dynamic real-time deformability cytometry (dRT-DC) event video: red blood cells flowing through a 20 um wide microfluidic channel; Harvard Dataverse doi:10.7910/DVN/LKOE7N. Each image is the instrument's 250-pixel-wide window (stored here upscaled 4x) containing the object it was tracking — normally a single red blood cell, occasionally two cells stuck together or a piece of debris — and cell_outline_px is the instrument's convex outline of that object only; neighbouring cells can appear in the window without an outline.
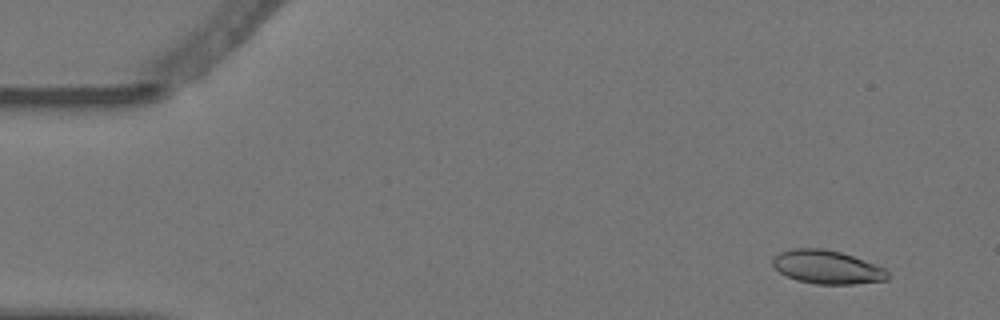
{"species": "Egyptian fruit bat (a non-hibernating species)", "species_latin": "Rousettus aegyptiacus", "temperature_condition": "warm", "stored_images_in_passage": 4, "camera_frame_rate_fps": 3000, "um_per_image_px": 0.085, "animal": {"sex": "female"}, "frame": {"image": 1, "passage_image": 1, "time_ms": 0.0, "image_size_px": [1000, 320], "cell_outline_px": [[888, 280], [852, 284], [816, 284], [796, 280], [772, 268], [772, 260], [780, 252], [792, 248], [820, 248], [840, 252], [864, 260], [884, 268], [888, 272]], "centroid_in_image_um": [70.27, 22.71], "position_along_channel_um": 14.7, "area_um2": 22.37}}
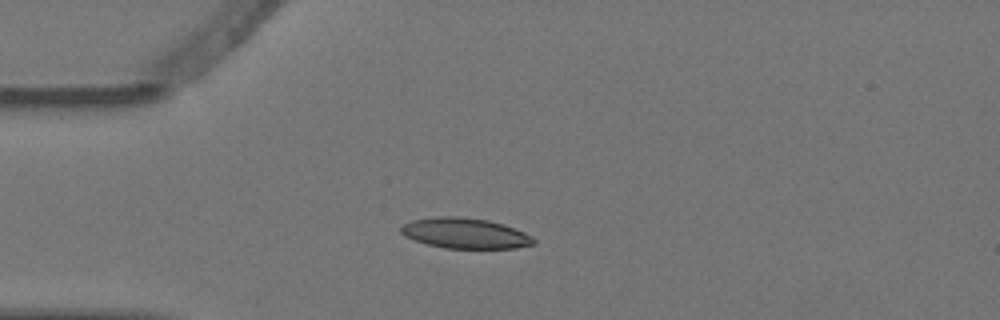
{"frame": {"image": 2, "passage_image": 4, "time_ms": 1.0, "image_size_px": [1000, 320], "cell_outline_px": [[536, 244], [516, 248], [444, 248], [428, 244], [404, 236], [400, 232], [400, 228], [404, 224], [412, 220], [436, 216], [456, 216], [488, 220], [524, 232], [532, 236], [536, 240]], "centroid_in_image_um": [39.53, 19.83], "position_along_channel_um": 45.5, "area_um2": 23.41}}